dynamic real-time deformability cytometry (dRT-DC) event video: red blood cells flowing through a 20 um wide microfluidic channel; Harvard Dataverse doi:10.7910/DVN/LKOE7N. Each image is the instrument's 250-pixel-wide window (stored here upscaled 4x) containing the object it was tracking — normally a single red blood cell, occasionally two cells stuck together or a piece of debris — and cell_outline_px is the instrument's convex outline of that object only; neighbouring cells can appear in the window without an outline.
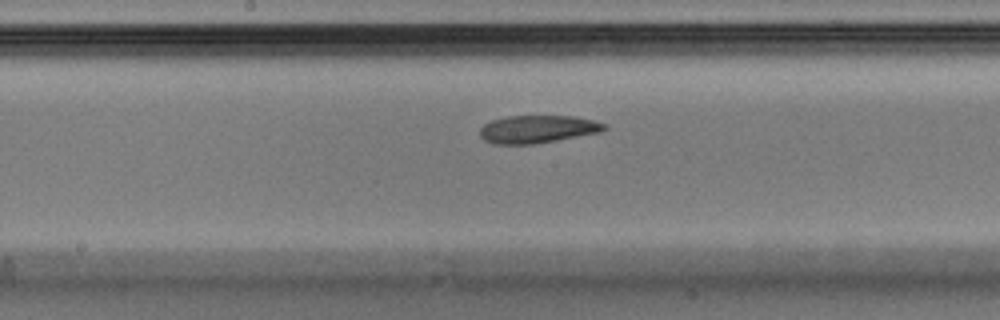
{"species": "Egyptian fruit bat (a non-hibernating species)", "species_latin": "Rousettus aegyptiacus", "temperature_condition": "warm", "stored_images_in_passage": 26, "camera_frame_rate_fps": 3000, "um_per_image_px": 0.085, "animal": {"sex": "male"}, "frame": {"image": 1, "passage_image": 15, "time_ms": 4.667, "image_size_px": [1000, 320], "cell_outline_px": [[608, 128], [600, 132], [556, 140], [532, 144], [492, 144], [484, 140], [480, 136], [480, 128], [484, 124], [492, 120], [508, 116], [572, 116], [592, 120], [608, 124]], "centroid_in_image_um": [45.68, 10.98], "position_along_channel_um": 202.5, "area_um2": 20.06}}